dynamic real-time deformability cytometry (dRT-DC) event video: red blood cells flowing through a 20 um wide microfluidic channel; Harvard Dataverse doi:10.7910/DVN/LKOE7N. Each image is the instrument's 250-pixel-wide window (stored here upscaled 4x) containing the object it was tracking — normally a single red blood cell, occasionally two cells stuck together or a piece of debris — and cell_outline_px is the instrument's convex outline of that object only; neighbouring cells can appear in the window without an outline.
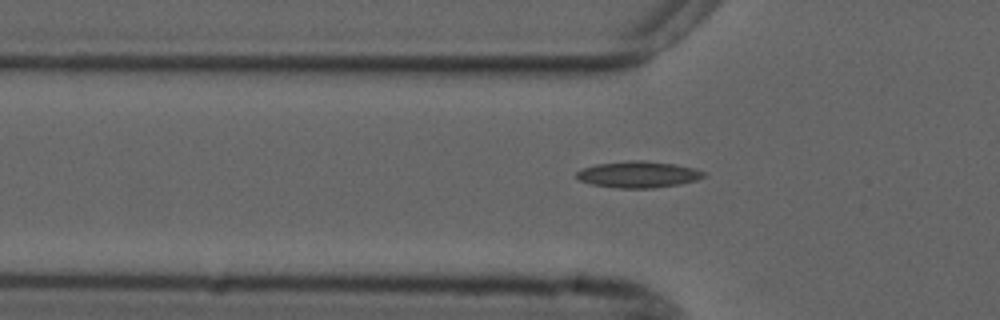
{"species": "common noctule bat (a hibernating species)", "species_latin": "Nyctalus noctula", "temperature_condition": "cold", "stored_images_in_passage": 35, "camera_frame_rate_fps": 3000, "um_per_image_px": 0.085, "animal": {"sex": "male", "forearm_length_mm": 52.5}, "frame": {"image": 1, "passage_image": 5, "time_ms": 1.333, "image_size_px": [1000, 320], "cell_outline_px": [[704, 176], [696, 180], [680, 184], [652, 188], [616, 188], [592, 184], [580, 180], [576, 176], [576, 172], [584, 168], [596, 164], [628, 160], [644, 160], [676, 164], [696, 168], [704, 172]], "centroid_in_image_um": [54.26, 14.82], "position_along_channel_um": 71.5, "area_um2": 19.59}}
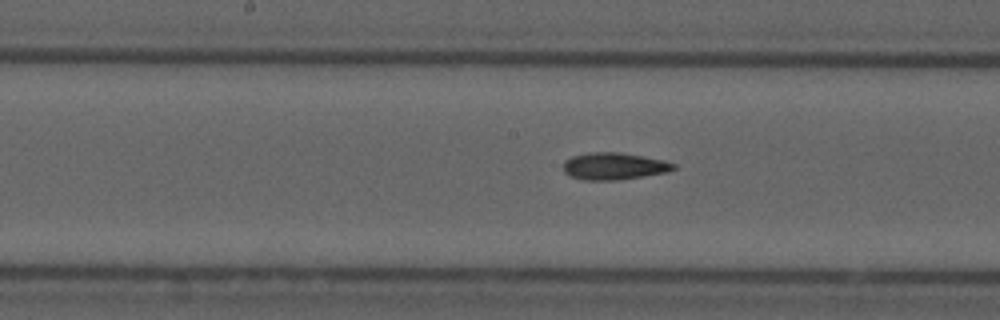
{"frame": {"image": 2, "passage_image": 15, "time_ms": 4.667, "image_size_px": [1000, 320], "cell_outline_px": [[676, 168], [668, 172], [620, 180], [584, 180], [572, 176], [564, 172], [564, 160], [572, 156], [592, 152], [620, 152], [664, 160], [676, 164]], "centroid_in_image_um": [52.21, 14.12], "position_along_channel_um": 196.0, "area_um2": 17.4}}
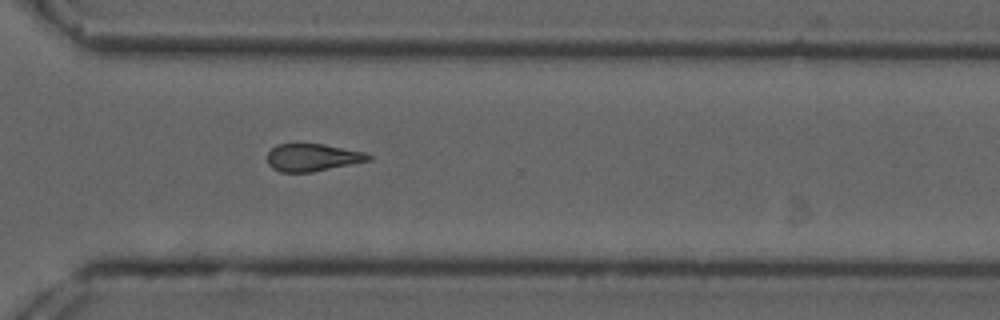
{"frame": {"image": 3, "passage_image": 27, "time_ms": 8.667, "image_size_px": [1000, 320], "cell_outline_px": [[372, 160], [312, 172], [280, 172], [272, 168], [268, 164], [268, 152], [276, 144], [324, 144], [364, 152], [372, 156]], "centroid_in_image_um": [26.56, 13.39], "position_along_channel_um": 344.0, "area_um2": 16.18}, "authors_computed_cell_mechanics": {"area_um2": 16.8776, "velocity_mm_per_s": 3.7187, "shape_relaxation_time_tau1_ms": null, "shape_relaxation_time_tau2_ms": 6.0189, "deformation_change_tau1": null, "deformation_change_tau2": 0.1588}}